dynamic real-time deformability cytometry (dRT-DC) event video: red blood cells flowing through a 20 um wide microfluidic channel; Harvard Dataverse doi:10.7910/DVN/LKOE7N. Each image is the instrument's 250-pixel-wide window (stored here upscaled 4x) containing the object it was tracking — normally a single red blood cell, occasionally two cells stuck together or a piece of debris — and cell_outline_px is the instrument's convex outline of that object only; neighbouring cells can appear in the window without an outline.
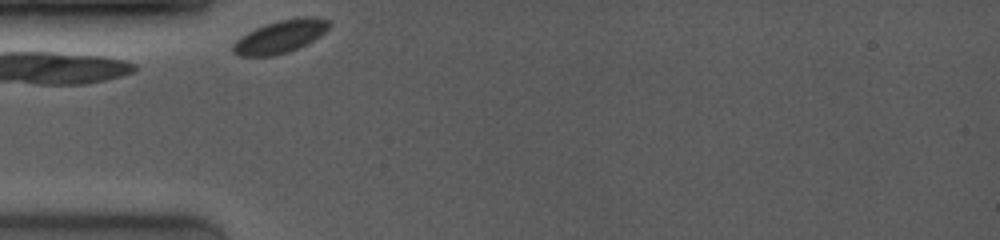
{"species": "common noctule bat (a hibernating species)", "species_latin": "Nyctalus noctula", "temperature_condition": "room temperature", "stored_images_in_passage": 16, "camera_frame_rate_fps": 4000, "um_per_image_px": 0.085, "animal": {"sex": "female", "body_mass_g": 19.0, "forearm_length_mm": 53.3}, "frame": {"image": 1, "passage_image": 1, "time_ms": 0.0, "image_size_px": [1000, 240], "cell_outline_px": [[328, 28], [320, 36], [288, 52], [272, 56], [240, 56], [232, 52], [232, 44], [240, 36], [264, 24], [280, 20], [304, 16], [328, 20]], "centroid_in_image_um": [23.75, 3.12], "position_along_channel_um": 61.2, "area_um2": 18.03}}